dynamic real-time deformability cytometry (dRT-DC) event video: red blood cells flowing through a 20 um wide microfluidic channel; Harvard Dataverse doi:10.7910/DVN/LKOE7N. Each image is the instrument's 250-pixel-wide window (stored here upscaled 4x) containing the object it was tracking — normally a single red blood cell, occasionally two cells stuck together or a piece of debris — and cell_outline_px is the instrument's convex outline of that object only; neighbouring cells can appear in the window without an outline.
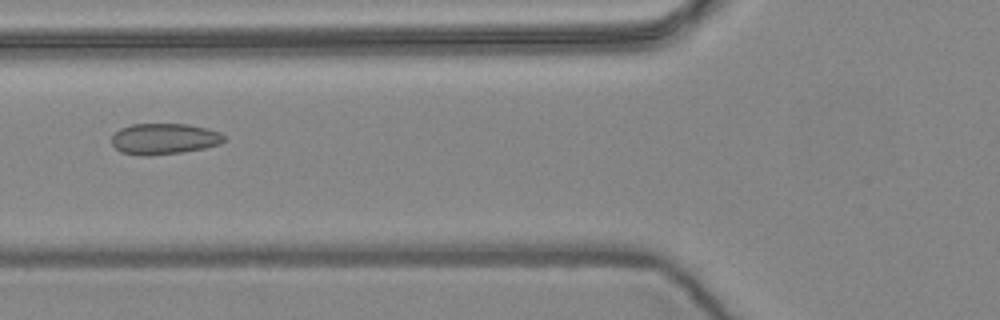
{"species": "common noctule bat (a hibernating species)", "species_latin": "Nyctalus noctula", "temperature_condition": "warm", "stored_images_in_passage": 9, "camera_frame_rate_fps": 3000, "um_per_image_px": 0.085, "animal": {"sex": "female", "body_mass_g": 24.6, "forearm_length_mm": 56.2}, "frame": {"image": 1, "passage_image": 6, "time_ms": 1.667, "image_size_px": [1000, 320], "cell_outline_px": [[224, 140], [220, 144], [204, 148], [184, 152], [148, 156], [140, 156], [120, 152], [112, 144], [112, 136], [120, 128], [132, 124], [188, 124], [220, 132], [224, 136]], "centroid_in_image_um": [13.93, 11.81], "position_along_channel_um": 111.9, "area_um2": 20.35}}
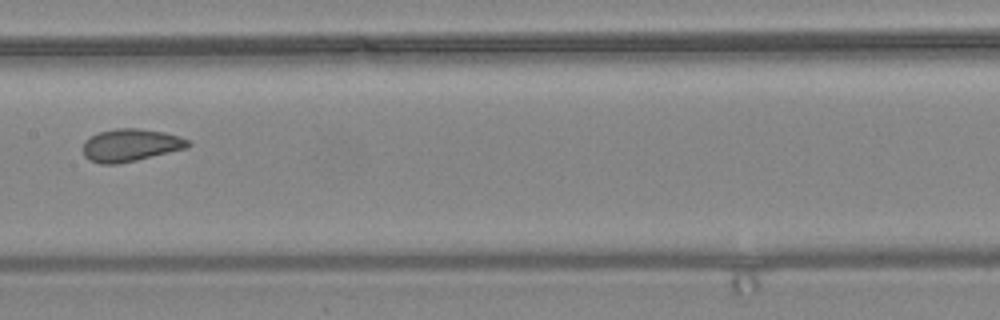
{"frame": {"image": 2, "passage_image": 8, "time_ms": 2.333, "image_size_px": [1000, 320], "cell_outline_px": [[192, 144], [188, 148], [136, 160], [116, 164], [100, 164], [88, 160], [84, 156], [84, 140], [100, 132], [116, 128], [136, 128], [164, 132], [180, 136], [188, 140]], "centroid_in_image_um": [11.11, 12.34], "position_along_channel_um": 196.3, "area_um2": 19.94}}
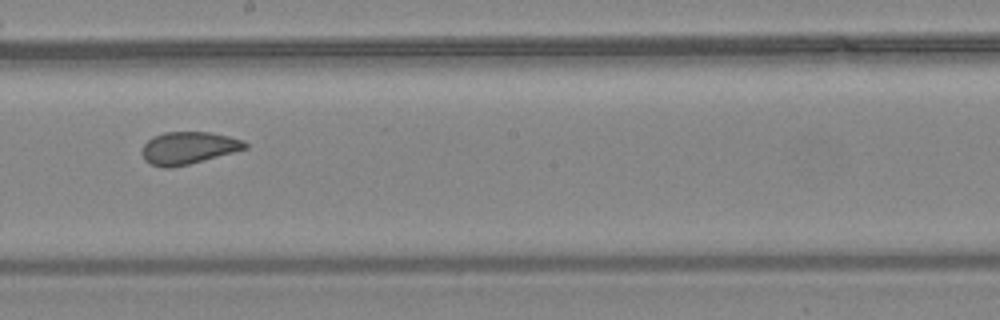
{"frame": {"image": 3, "passage_image": 9, "time_ms": 2.667, "image_size_px": [1000, 320], "cell_outline_px": [[248, 148], [188, 164], [172, 168], [164, 168], [148, 164], [144, 160], [144, 144], [152, 136], [164, 132], [208, 132], [228, 136], [244, 140], [248, 144]], "centroid_in_image_um": [16.01, 12.57], "position_along_channel_um": 232.2, "area_um2": 19.31}}